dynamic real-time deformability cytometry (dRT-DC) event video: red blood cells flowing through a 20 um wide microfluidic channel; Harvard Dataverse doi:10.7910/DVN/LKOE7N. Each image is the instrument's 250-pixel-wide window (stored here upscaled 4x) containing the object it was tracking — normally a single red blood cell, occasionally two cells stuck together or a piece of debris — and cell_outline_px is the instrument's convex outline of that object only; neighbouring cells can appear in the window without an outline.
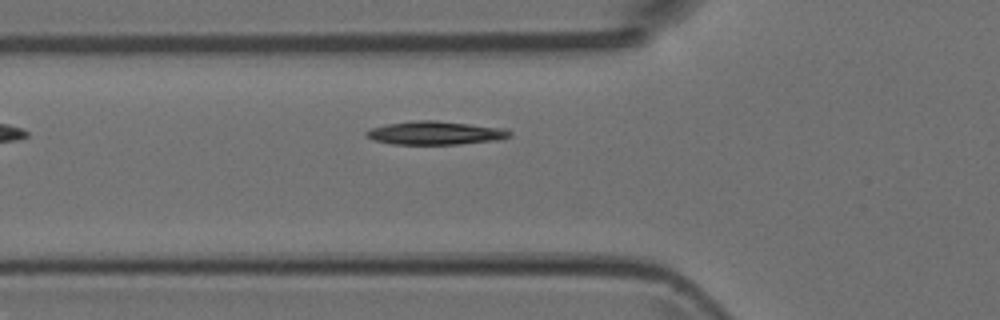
{"species": "Egyptian fruit bat (a non-hibernating species)", "species_latin": "Rousettus aegyptiacus", "temperature_condition": "room temperature", "stored_images_in_passage": 5, "camera_frame_rate_fps": 3000, "um_per_image_px": 0.085, "animal": {"sex": "female"}, "frame": {"image": 1, "passage_image": 5, "time_ms": 5.333, "image_size_px": [1000, 320], "cell_outline_px": [[512, 136], [500, 140], [460, 144], [392, 144], [376, 140], [368, 136], [364, 132], [372, 128], [384, 124], [416, 120], [436, 120], [508, 128], [512, 132]], "centroid_in_image_um": [37.1, 11.29], "position_along_channel_um": 88.7, "area_um2": 19.77}}